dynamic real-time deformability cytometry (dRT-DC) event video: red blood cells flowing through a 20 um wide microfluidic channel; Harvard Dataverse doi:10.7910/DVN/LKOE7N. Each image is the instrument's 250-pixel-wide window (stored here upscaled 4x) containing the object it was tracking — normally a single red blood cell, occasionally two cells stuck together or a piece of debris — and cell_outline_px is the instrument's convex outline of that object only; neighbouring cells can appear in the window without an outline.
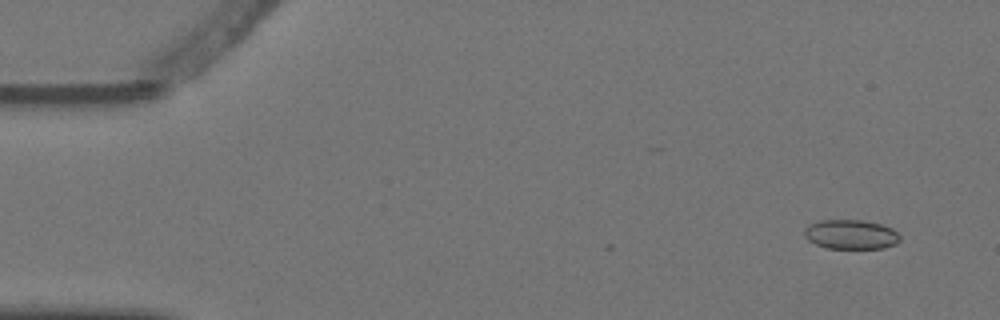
{"species": "Egyptian fruit bat (a non-hibernating species)", "species_latin": "Rousettus aegyptiacus", "temperature_condition": "warm", "stored_images_in_passage": 4, "camera_frame_rate_fps": 3000, "um_per_image_px": 0.085, "animal": {"sex": "female"}, "frame": {"image": 1, "passage_image": 1, "time_ms": 0.0, "image_size_px": [1000, 320], "cell_outline_px": [[900, 240], [896, 244], [884, 248], [828, 248], [816, 244], [808, 240], [804, 236], [804, 228], [808, 224], [820, 220], [864, 220], [880, 224], [892, 228], [900, 236]], "centroid_in_image_um": [72.31, 19.92], "position_along_channel_um": 12.7, "area_um2": 16.47}}
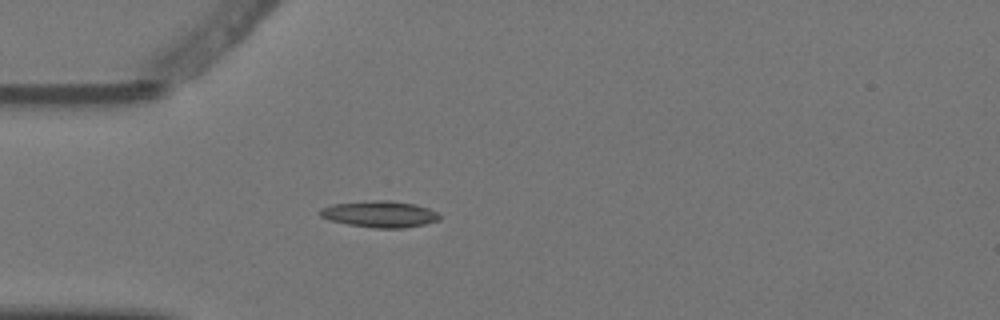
{"frame": {"image": 2, "passage_image": 4, "time_ms": 1.0, "image_size_px": [1000, 320], "cell_outline_px": [[440, 220], [424, 224], [404, 228], [376, 228], [348, 224], [328, 220], [320, 216], [320, 208], [332, 204], [372, 200], [388, 200], [416, 204], [428, 208], [436, 212], [440, 216]], "centroid_in_image_um": [32.27, 18.19], "position_along_channel_um": 52.7, "area_um2": 18.44}}